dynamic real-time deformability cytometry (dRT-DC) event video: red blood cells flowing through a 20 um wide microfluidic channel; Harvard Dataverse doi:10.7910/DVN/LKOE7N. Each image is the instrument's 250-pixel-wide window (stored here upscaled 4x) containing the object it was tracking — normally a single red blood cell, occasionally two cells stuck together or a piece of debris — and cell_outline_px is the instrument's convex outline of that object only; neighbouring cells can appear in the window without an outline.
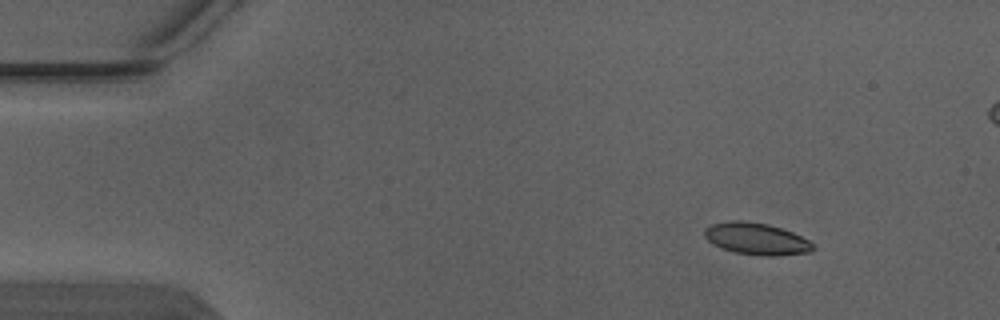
{"species": "Egyptian fruit bat (a non-hibernating species)", "species_latin": "Rousettus aegyptiacus", "temperature_condition": "warm", "stored_images_in_passage": 4, "segment_of_instrument_passage": [1, 2], "camera_frame_rate_fps": 3000, "um_per_image_px": 0.085, "animal": {"sex": "male"}, "frame": {"image": 1, "passage_image": 1, "time_ms": 0.0, "image_size_px": [1000, 320], "cell_outline_px": [[816, 248], [808, 252], [776, 256], [768, 256], [736, 252], [720, 248], [712, 244], [704, 236], [704, 228], [712, 224], [728, 220], [740, 220], [768, 224], [792, 232], [808, 240]], "centroid_in_image_um": [64.25, 20.29], "position_along_channel_um": 20.7, "area_um2": 20.06}}